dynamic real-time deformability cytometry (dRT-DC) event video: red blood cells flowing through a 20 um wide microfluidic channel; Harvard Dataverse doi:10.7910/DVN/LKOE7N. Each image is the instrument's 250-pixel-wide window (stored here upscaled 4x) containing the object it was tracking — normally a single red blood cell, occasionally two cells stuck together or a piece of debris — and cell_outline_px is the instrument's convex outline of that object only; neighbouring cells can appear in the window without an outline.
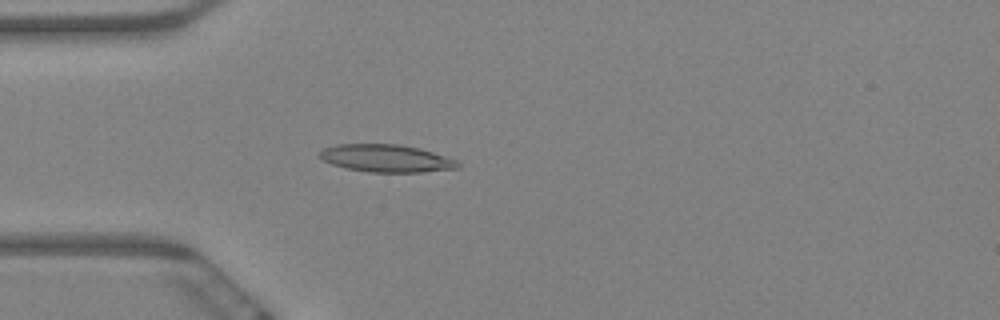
{"species": "Egyptian fruit bat (a non-hibernating species)", "species_latin": "Rousettus aegyptiacus", "temperature_condition": "warm", "stored_images_in_passage": 62, "camera_frame_rate_fps": 3000, "um_per_image_px": 0.085, "animal": {"sex": "female"}, "frame": {"image": 1, "passage_image": 18, "time_ms": 5.667, "image_size_px": [1000, 320], "cell_outline_px": [[460, 168], [424, 172], [368, 172], [344, 168], [320, 160], [320, 152], [324, 148], [336, 144], [400, 144], [420, 148], [456, 160], [460, 164]], "centroid_in_image_um": [32.82, 13.46], "position_along_channel_um": 52.2, "area_um2": 22.31}}
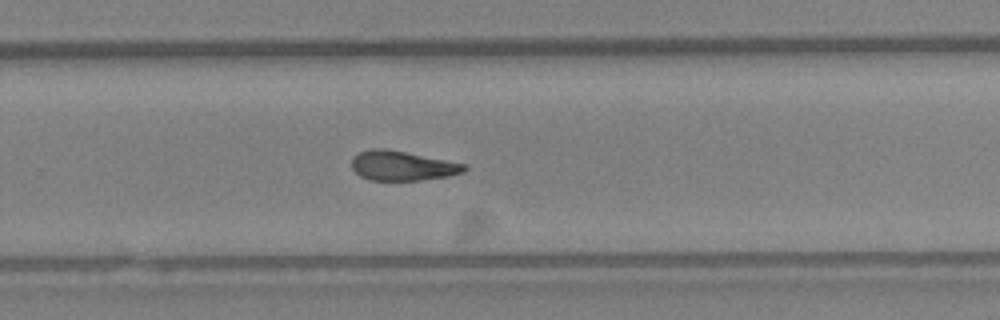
{"frame": {"image": 2, "passage_image": 41, "time_ms": 13.333, "image_size_px": [1000, 320], "cell_outline_px": [[468, 168], [464, 172], [448, 176], [420, 180], [368, 180], [360, 176], [352, 168], [352, 156], [360, 152], [372, 148], [384, 148], [468, 164]], "centroid_in_image_um": [34.2, 14.09], "position_along_channel_um": 295.6, "area_um2": 19.48}}
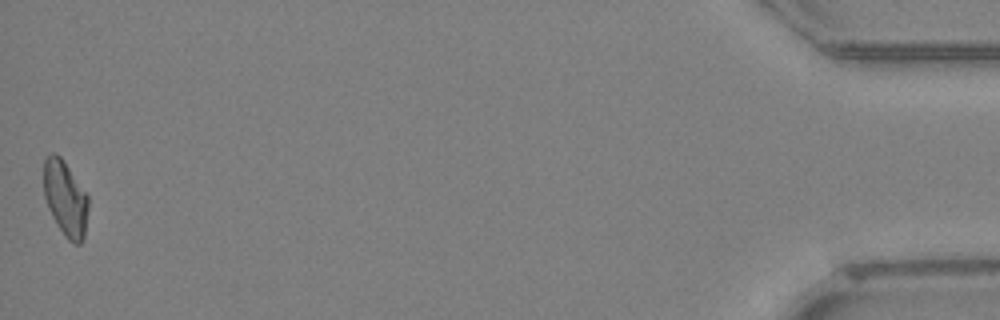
{"frame": {"image": 3, "passage_image": 62, "time_ms": 20.333, "image_size_px": [1000, 320], "cell_outline_px": [[88, 208], [84, 240], [80, 244], [76, 244], [68, 240], [64, 236], [56, 224], [48, 208], [44, 196], [44, 160], [52, 152], [56, 152], [64, 160], [88, 196]], "centroid_in_image_um": [5.56, 16.88], "position_along_channel_um": 429.6, "area_um2": 19.71}, "authors_computed_cell_mechanics": {"area_um2": 20.2589, "velocity_mm_per_s": 3.2928, "shape_relaxation_time_tau1_ms": null, "shape_relaxation_time_tau2_ms": 5.4824, "deformation_change_tau1": null, "deformation_change_tau2": 0.1379}}